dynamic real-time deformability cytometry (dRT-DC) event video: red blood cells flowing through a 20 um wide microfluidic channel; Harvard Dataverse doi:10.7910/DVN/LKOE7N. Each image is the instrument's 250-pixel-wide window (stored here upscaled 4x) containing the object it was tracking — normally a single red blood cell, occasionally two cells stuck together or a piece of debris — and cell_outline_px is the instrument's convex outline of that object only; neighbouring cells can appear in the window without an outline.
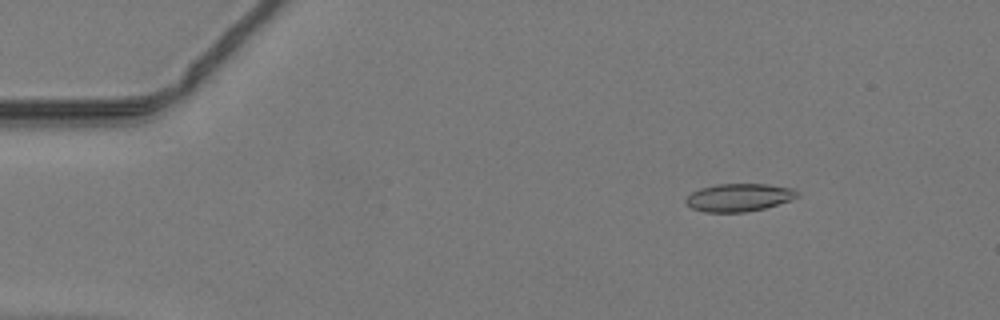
{"species": "common noctule bat (a hibernating species)", "species_latin": "Nyctalus noctula", "temperature_condition": "warm", "stored_images_in_passage": 48, "camera_frame_rate_fps": 3000, "um_per_image_px": 0.085, "animal": {"sex": "male", "body_mass_g": 19.2, "forearm_length_mm": 51.8}, "frame": {"image": 1, "passage_image": 7, "time_ms": 2.0, "image_size_px": [1000, 320], "cell_outline_px": [[800, 196], [792, 200], [764, 208], [744, 212], [704, 212], [692, 208], [684, 200], [692, 192], [700, 188], [716, 184], [768, 184], [796, 188], [800, 192]], "centroid_in_image_um": [62.87, 16.77], "position_along_channel_um": 22.1, "area_um2": 18.26}}
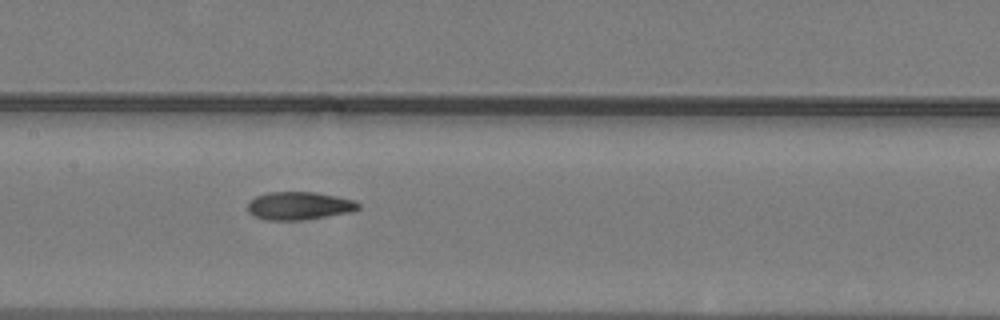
{"frame": {"image": 2, "passage_image": 24, "time_ms": 7.667, "image_size_px": [1000, 320], "cell_outline_px": [[360, 208], [348, 212], [300, 220], [268, 220], [252, 216], [248, 212], [248, 204], [256, 196], [268, 192], [316, 192], [336, 196], [352, 200], [360, 204]], "centroid_in_image_um": [25.38, 17.48], "position_along_channel_um": 182.0, "area_um2": 17.8}}
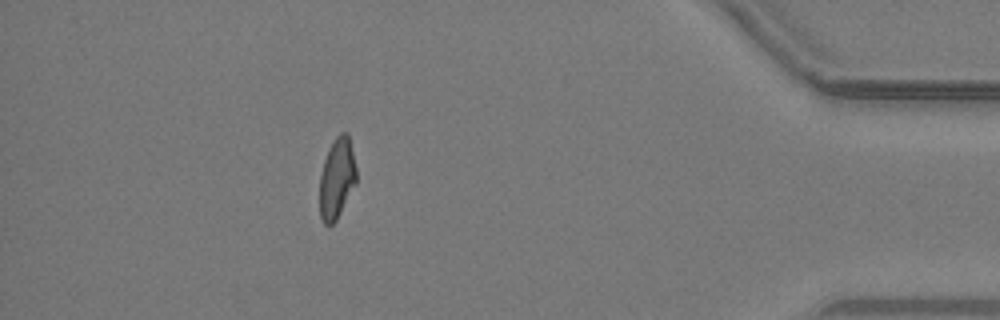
{"frame": {"image": 3, "passage_image": 43, "time_ms": 14.0, "image_size_px": [1000, 320], "cell_outline_px": [[356, 184], [336, 220], [328, 228], [324, 224], [320, 216], [320, 176], [324, 160], [328, 148], [336, 136], [340, 132], [348, 132], [356, 168]], "centroid_in_image_um": [28.63, 15.16], "position_along_channel_um": 406.6, "area_um2": 17.34}}